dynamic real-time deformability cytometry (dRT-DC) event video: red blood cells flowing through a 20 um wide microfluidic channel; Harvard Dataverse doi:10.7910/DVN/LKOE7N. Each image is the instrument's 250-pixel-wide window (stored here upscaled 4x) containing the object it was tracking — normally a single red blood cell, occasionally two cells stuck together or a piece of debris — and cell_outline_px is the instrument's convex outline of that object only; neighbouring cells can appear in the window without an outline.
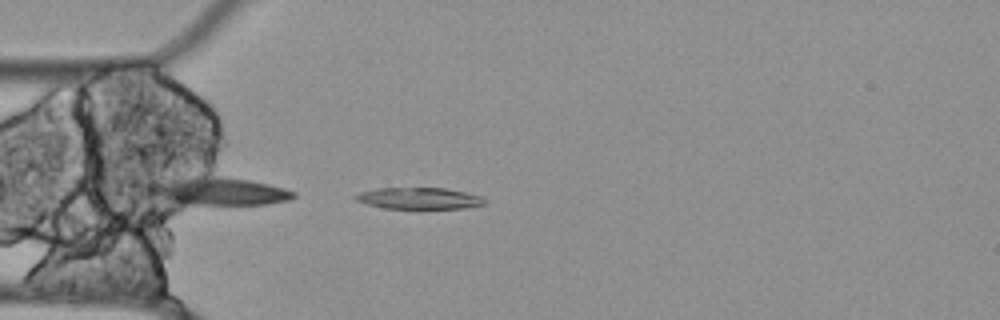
{"species": "Egyptian fruit bat (a non-hibernating species)", "species_latin": "Rousettus aegyptiacus", "temperature_condition": "cold", "stored_images_in_passage": 42, "segment_of_instrument_passage": [1, 2], "camera_frame_rate_fps": 3000, "um_per_image_px": 0.085, "animal": {"sex": "female"}, "frame": {"image": 1, "passage_image": 1, "time_ms": 0.0, "image_size_px": [1000, 320], "cell_outline_px": [[488, 204], [464, 208], [384, 208], [368, 204], [356, 200], [352, 196], [360, 192], [380, 188], [444, 188], [484, 196], [488, 200]], "centroid_in_image_um": [35.7, 16.86], "position_along_channel_um": 49.3, "area_um2": 16.18}}
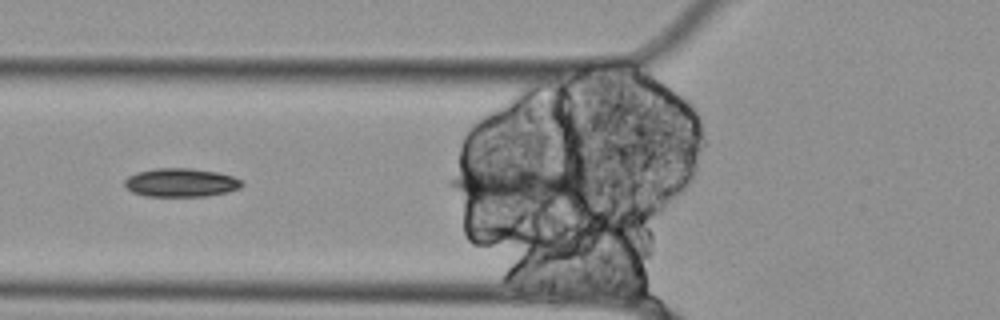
{"frame": {"image": 2, "passage_image": 4, "time_ms": 1.0, "image_size_px": [1000, 320], "cell_outline_px": [[588, 184], [584, 192], [552, 204], [548, 204], [476, 200], [452, 188], [448, 184], [448, 180], [452, 176], [480, 168], [556, 168], [584, 176], [588, 180]], "centroid_in_image_um": [44.16, 15.71], "position_along_channel_um": 81.6, "area_um2": 29.07}}